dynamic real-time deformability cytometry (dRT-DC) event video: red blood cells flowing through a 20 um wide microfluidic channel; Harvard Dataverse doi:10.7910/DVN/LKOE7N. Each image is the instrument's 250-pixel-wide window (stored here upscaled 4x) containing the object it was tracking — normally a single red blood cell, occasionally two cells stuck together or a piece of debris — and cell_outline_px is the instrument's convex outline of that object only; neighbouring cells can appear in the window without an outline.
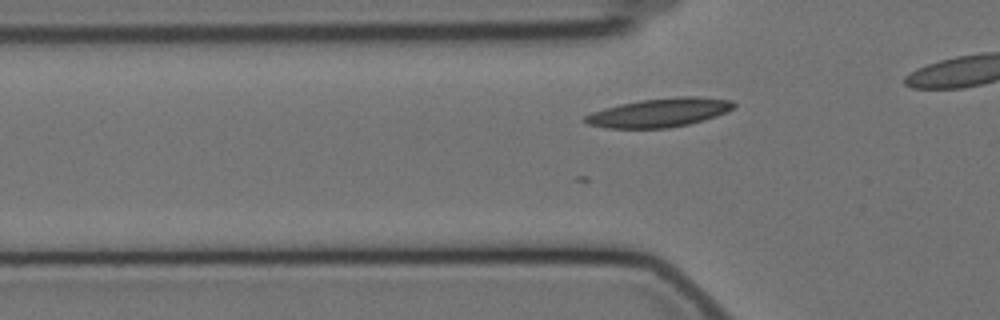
{"species": "Egyptian fruit bat (a non-hibernating species)", "species_latin": "Rousettus aegyptiacus", "temperature_condition": "cold", "stored_images_in_passage": 38, "camera_frame_rate_fps": 3000, "um_per_image_px": 0.085, "animal": {"sex": "female"}, "frame": {"image": 1, "passage_image": 6, "time_ms": 1.667, "image_size_px": [1000, 320], "cell_outline_px": [[736, 104], [732, 108], [716, 116], [688, 124], [668, 128], [604, 128], [588, 124], [580, 120], [584, 116], [592, 112], [604, 108], [620, 104], [640, 100], [680, 96], [696, 96], [732, 100]], "centroid_in_image_um": [55.99, 9.57], "position_along_channel_um": 69.8, "area_um2": 24.91}}
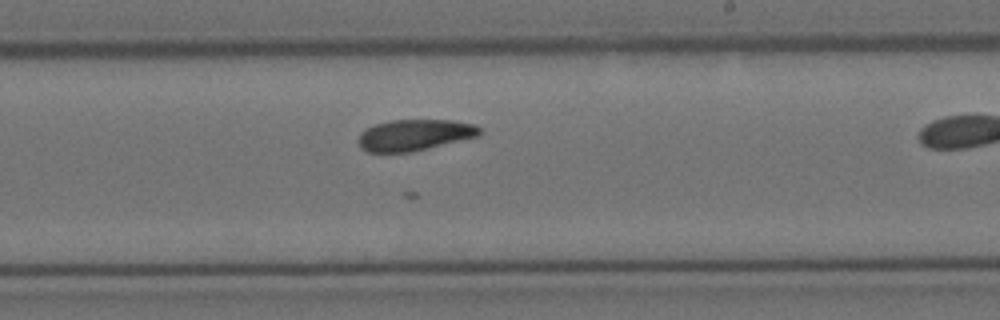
{"frame": {"image": 2, "passage_image": 22, "time_ms": 7.0, "image_size_px": [1000, 320], "cell_outline_px": [[484, 132], [480, 136], [408, 152], [368, 152], [360, 148], [360, 132], [376, 124], [388, 120], [452, 120], [476, 124]], "centroid_in_image_um": [35.29, 11.46], "position_along_channel_um": 253.7, "area_um2": 21.96}}
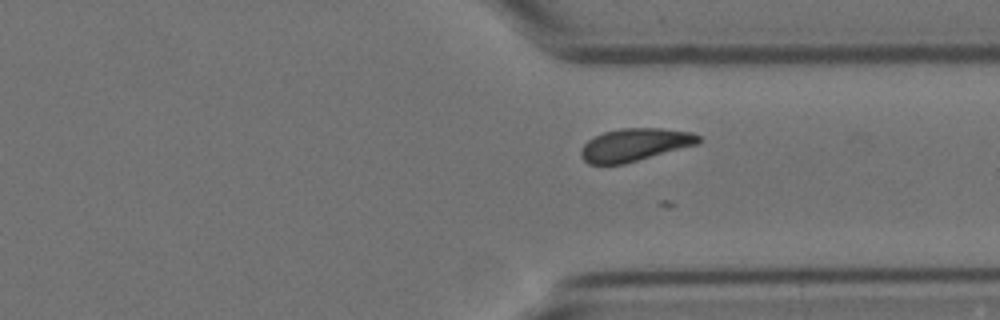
{"frame": {"image": 3, "passage_image": 31, "time_ms": 10.0, "image_size_px": [1000, 320], "cell_outline_px": [[700, 144], [624, 164], [588, 164], [580, 156], [580, 148], [588, 140], [604, 132], [620, 128], [660, 128], [692, 132], [700, 136]], "centroid_in_image_um": [53.97, 12.31], "position_along_channel_um": 357.4, "area_um2": 22.6}}